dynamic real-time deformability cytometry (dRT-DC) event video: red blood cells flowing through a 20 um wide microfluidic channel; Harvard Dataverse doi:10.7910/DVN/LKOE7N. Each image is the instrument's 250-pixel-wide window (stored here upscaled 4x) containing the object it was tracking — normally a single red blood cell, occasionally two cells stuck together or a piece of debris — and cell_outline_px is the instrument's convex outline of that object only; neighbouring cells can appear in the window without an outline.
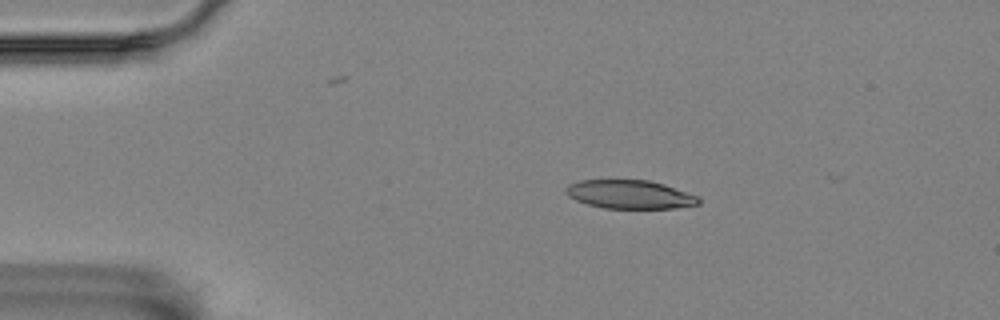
{"species": "Egyptian fruit bat (a non-hibernating species)", "species_latin": "Rousettus aegyptiacus", "temperature_condition": "room temperature", "stored_images_in_passage": 3, "camera_frame_rate_fps": 3000, "um_per_image_px": 0.085, "animal": {"sex": "female"}, "frame": {"image": 1, "passage_image": 2, "time_ms": 0.333, "image_size_px": [1000, 320], "cell_outline_px": [[700, 204], [676, 208], [604, 208], [588, 204], [576, 200], [568, 196], [564, 192], [564, 188], [568, 184], [580, 180], [648, 180], [664, 184], [700, 196]], "centroid_in_image_um": [53.54, 16.52], "position_along_channel_um": 31.5, "area_um2": 22.25}}